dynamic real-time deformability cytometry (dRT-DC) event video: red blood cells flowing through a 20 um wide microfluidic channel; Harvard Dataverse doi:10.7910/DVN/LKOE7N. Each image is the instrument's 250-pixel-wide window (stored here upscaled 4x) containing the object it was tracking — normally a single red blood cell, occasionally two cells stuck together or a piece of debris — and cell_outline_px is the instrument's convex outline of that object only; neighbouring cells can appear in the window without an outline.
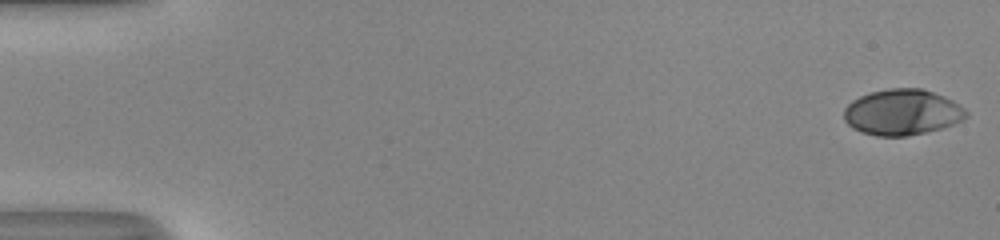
{"species": "human", "species_latin": "Homo sapiens", "temperature_condition": "room temperature", "stored_images_in_passage": 54, "camera_frame_rate_fps": 3000, "um_per_image_px": 0.085, "donor": {"sex": "male"}, "frame": {"image": 1, "passage_image": 1, "time_ms": 0.0, "image_size_px": [1000, 240], "cell_outline_px": [[968, 116], [964, 120], [940, 128], [908, 136], [876, 136], [860, 132], [852, 128], [844, 120], [844, 108], [852, 100], [860, 96], [872, 92], [888, 88], [920, 88], [944, 96], [952, 100], [964, 108], [968, 112]], "centroid_in_image_um": [76.67, 9.54], "position_along_channel_um": 8.3, "area_um2": 32.66}}
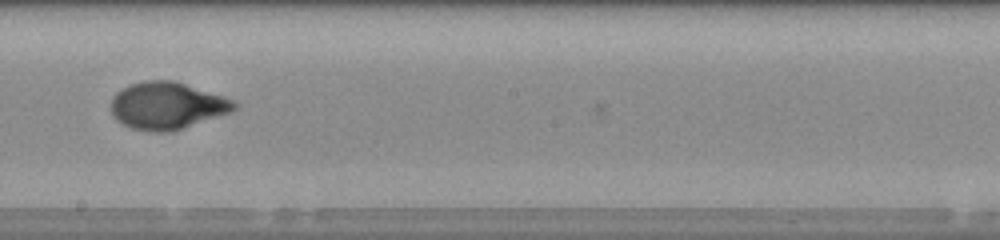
{"frame": {"image": 2, "passage_image": 31, "time_ms": 10.0, "image_size_px": [1000, 240], "cell_outline_px": [[236, 108], [232, 112], [172, 132], [148, 132], [132, 128], [120, 124], [112, 116], [112, 96], [120, 88], [128, 84], [144, 80], [172, 80], [224, 96], [232, 100], [236, 104]], "centroid_in_image_um": [14.16, 8.99], "position_along_channel_um": 234.0, "area_um2": 34.22}}
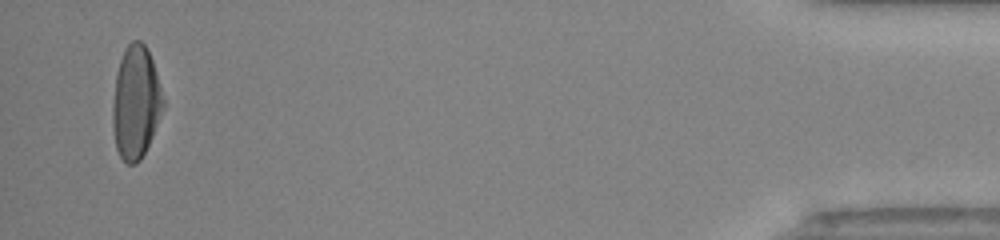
{"frame": {"image": 3, "passage_image": 51, "time_ms": 16.667, "image_size_px": [1000, 240], "cell_outline_px": [[164, 108], [152, 136], [140, 160], [136, 164], [128, 164], [120, 156], [116, 148], [112, 128], [112, 104], [116, 72], [124, 48], [132, 40], [140, 40], [144, 44], [152, 60], [164, 96]], "centroid_in_image_um": [11.53, 8.7], "position_along_channel_um": 423.7, "area_um2": 33.35}}